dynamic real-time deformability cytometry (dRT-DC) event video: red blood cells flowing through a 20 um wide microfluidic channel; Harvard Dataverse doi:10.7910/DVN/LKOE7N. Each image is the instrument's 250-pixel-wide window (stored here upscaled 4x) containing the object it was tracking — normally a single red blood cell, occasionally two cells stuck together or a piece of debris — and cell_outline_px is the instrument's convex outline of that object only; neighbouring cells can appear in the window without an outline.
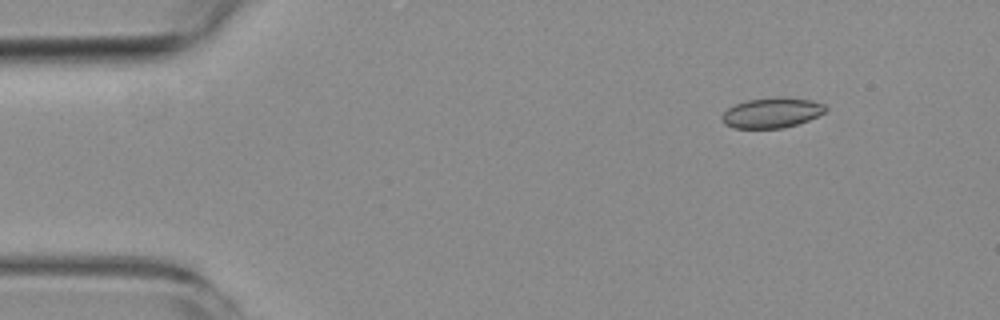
{"species": "common noctule bat (a hibernating species)", "species_latin": "Nyctalus noctula", "temperature_condition": "room temperature", "stored_images_in_passage": 5, "camera_frame_rate_fps": 3000, "um_per_image_px": 0.085, "animal": {"sex": "female", "body_mass_g": 19.3, "forearm_length_mm": 54.1}, "frame": {"image": 1, "passage_image": 2, "time_ms": 1.0, "image_size_px": [1000, 320], "cell_outline_px": [[828, 108], [824, 112], [808, 120], [784, 128], [732, 128], [724, 124], [724, 112], [728, 108], [736, 104], [748, 100], [776, 96], [784, 96], [808, 100], [824, 104]], "centroid_in_image_um": [65.61, 9.57], "position_along_channel_um": 19.4, "area_um2": 18.09}}
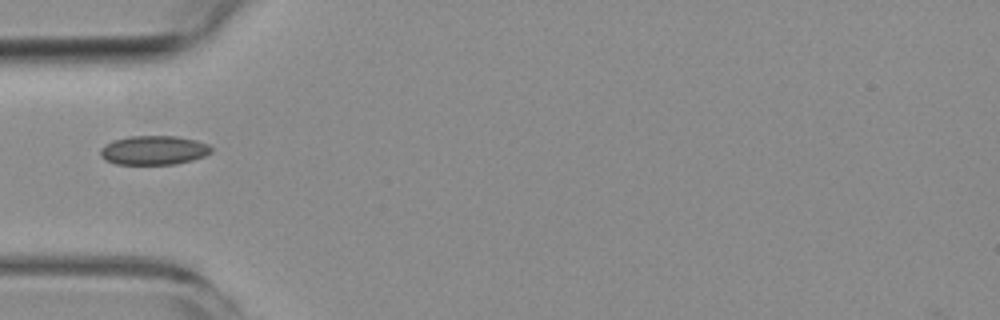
{"frame": {"image": 2, "passage_image": 5, "time_ms": 4.667, "image_size_px": [1000, 320], "cell_outline_px": [[212, 152], [204, 156], [192, 160], [176, 164], [116, 164], [104, 160], [100, 156], [100, 148], [104, 144], [112, 140], [128, 136], [176, 136], [196, 140], [208, 144], [212, 148]], "centroid_in_image_um": [13.04, 12.76], "position_along_channel_um": 72.0, "area_um2": 19.02}}